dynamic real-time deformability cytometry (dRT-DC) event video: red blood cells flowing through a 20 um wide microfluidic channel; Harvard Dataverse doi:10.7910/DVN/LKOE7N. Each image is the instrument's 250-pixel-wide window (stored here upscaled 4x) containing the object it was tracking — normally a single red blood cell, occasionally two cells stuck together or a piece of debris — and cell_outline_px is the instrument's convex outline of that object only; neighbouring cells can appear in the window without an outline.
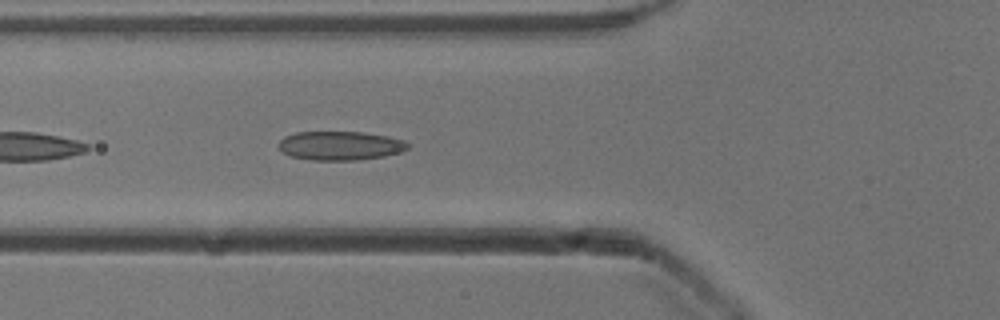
{"species": "common noctule bat (a hibernating species)", "species_latin": "Nyctalus noctula", "temperature_condition": "cold", "stored_images_in_passage": 22, "camera_frame_rate_fps": 3000, "um_per_image_px": 0.085, "animal": {"sex": "male", "body_mass_g": 13.3}, "frame": {"image": 1, "passage_image": 5, "time_ms": 1.333, "image_size_px": [1000, 320], "cell_outline_px": [[408, 148], [400, 152], [384, 156], [356, 160], [312, 160], [292, 156], [284, 152], [276, 144], [284, 136], [296, 132], [364, 132], [388, 136], [404, 140], [408, 144]], "centroid_in_image_um": [28.91, 12.37], "position_along_channel_um": 96.9, "area_um2": 21.73}}
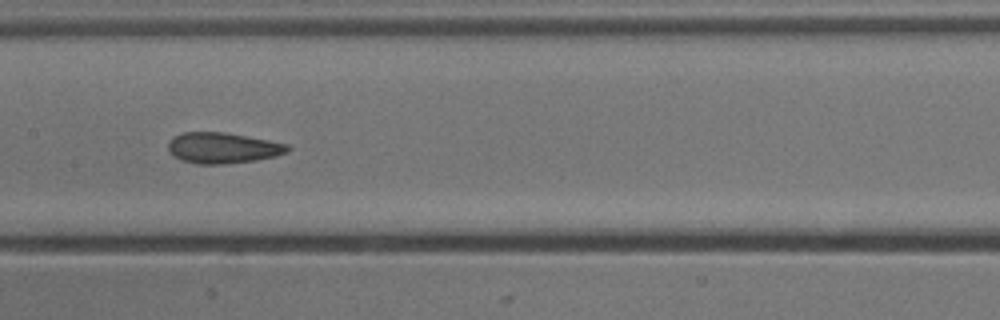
{"frame": {"image": 2, "passage_image": 12, "time_ms": 3.667, "image_size_px": [1000, 320], "cell_outline_px": [[292, 148], [288, 152], [276, 156], [256, 160], [224, 164], [196, 164], [180, 160], [168, 148], [168, 144], [172, 136], [184, 132], [224, 132], [268, 140], [288, 144]], "centroid_in_image_um": [18.96, 12.57], "position_along_channel_um": 188.4, "area_um2": 21.44}}
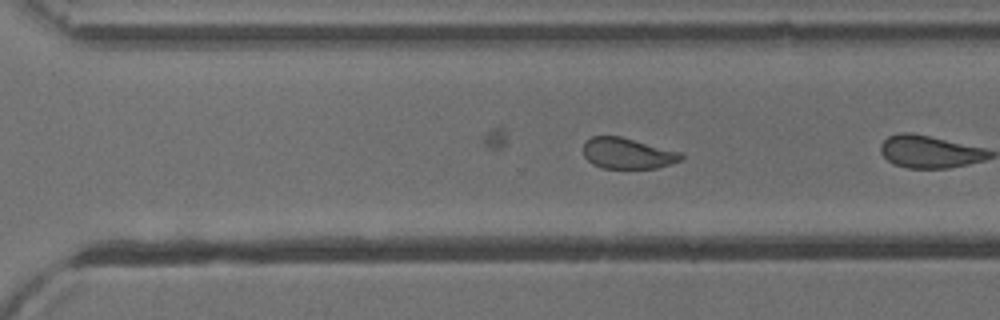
{"frame": {"image": 3, "passage_image": 20, "time_ms": 6.333, "image_size_px": [1000, 320], "cell_outline_px": [[684, 160], [672, 164], [656, 168], [604, 168], [592, 164], [584, 156], [584, 144], [592, 136], [620, 136], [680, 152], [684, 156]], "centroid_in_image_um": [53.37, 13.04], "position_along_channel_um": 317.2, "area_um2": 17.51}}